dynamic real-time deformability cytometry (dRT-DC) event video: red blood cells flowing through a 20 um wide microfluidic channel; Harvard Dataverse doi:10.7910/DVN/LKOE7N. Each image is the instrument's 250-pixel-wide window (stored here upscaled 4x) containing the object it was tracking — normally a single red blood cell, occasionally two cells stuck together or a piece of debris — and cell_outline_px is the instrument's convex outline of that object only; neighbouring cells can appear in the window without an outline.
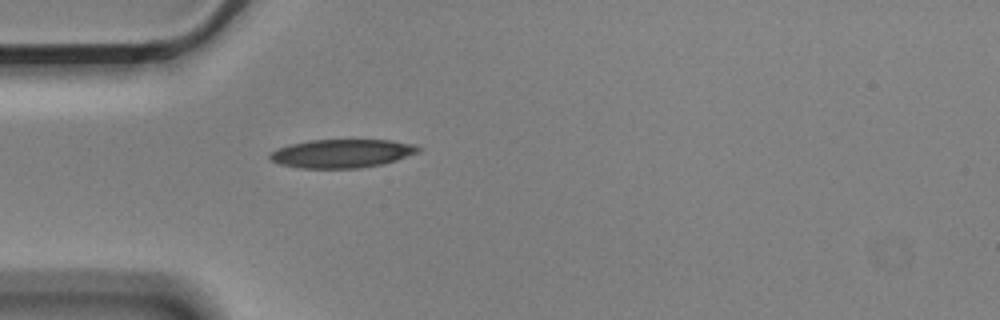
{"species": "Egyptian fruit bat (a non-hibernating species)", "species_latin": "Rousettus aegyptiacus", "temperature_condition": "cold", "stored_images_in_passage": 1, "camera_frame_rate_fps": 3000, "um_per_image_px": 0.085, "animal": {"sex": "male"}, "frame": {"image": 1, "passage_image": 1, "time_ms": 0.0, "image_size_px": [1000, 320], "cell_outline_px": [[420, 152], [384, 164], [360, 168], [300, 168], [280, 164], [268, 160], [268, 156], [276, 148], [308, 140], [392, 140], [412, 144], [420, 148]], "centroid_in_image_um": [29.04, 13.05], "position_along_channel_um": 56.0, "area_um2": 24.74}}